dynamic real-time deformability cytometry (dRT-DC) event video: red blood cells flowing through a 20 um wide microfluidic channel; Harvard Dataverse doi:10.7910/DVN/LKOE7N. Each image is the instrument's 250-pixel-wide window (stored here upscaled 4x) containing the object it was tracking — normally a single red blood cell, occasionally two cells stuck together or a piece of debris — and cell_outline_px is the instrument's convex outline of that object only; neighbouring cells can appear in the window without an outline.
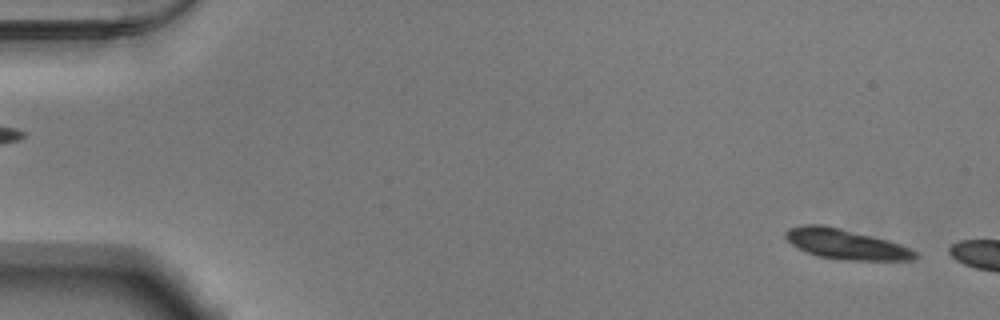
{"species": "Egyptian fruit bat (a non-hibernating species)", "species_latin": "Rousettus aegyptiacus", "temperature_condition": "warm", "stored_images_in_passage": 7, "camera_frame_rate_fps": 3000, "um_per_image_px": 0.085, "animal": {"sex": "male"}, "frame": {"image": 1, "passage_image": 3, "time_ms": 0.667, "image_size_px": [1000, 320], "cell_outline_px": [[920, 256], [912, 260], [844, 260], [816, 256], [792, 244], [784, 236], [784, 232], [788, 228], [804, 224], [824, 224], [888, 240], [900, 244], [916, 252]], "centroid_in_image_um": [71.88, 20.75], "position_along_channel_um": 13.1, "area_um2": 22.66}}